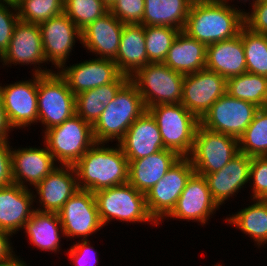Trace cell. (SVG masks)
<instances>
[{
	"label": "cell",
	"mask_w": 267,
	"mask_h": 266,
	"mask_svg": "<svg viewBox=\"0 0 267 266\" xmlns=\"http://www.w3.org/2000/svg\"><path fill=\"white\" fill-rule=\"evenodd\" d=\"M244 10V11H243ZM245 9L220 1H194L183 32L206 46L239 35L245 25Z\"/></svg>",
	"instance_id": "obj_1"
},
{
	"label": "cell",
	"mask_w": 267,
	"mask_h": 266,
	"mask_svg": "<svg viewBox=\"0 0 267 266\" xmlns=\"http://www.w3.org/2000/svg\"><path fill=\"white\" fill-rule=\"evenodd\" d=\"M106 144L96 142L73 165L79 189L95 193L128 183L127 157L117 143L113 144V147Z\"/></svg>",
	"instance_id": "obj_2"
},
{
	"label": "cell",
	"mask_w": 267,
	"mask_h": 266,
	"mask_svg": "<svg viewBox=\"0 0 267 266\" xmlns=\"http://www.w3.org/2000/svg\"><path fill=\"white\" fill-rule=\"evenodd\" d=\"M147 111L137 87L129 80L105 106L93 127L97 143H118L130 125Z\"/></svg>",
	"instance_id": "obj_3"
},
{
	"label": "cell",
	"mask_w": 267,
	"mask_h": 266,
	"mask_svg": "<svg viewBox=\"0 0 267 266\" xmlns=\"http://www.w3.org/2000/svg\"><path fill=\"white\" fill-rule=\"evenodd\" d=\"M94 195L99 218L104 227L112 224V221L127 222V225L147 222L158 227L147 210L145 193L138 191L131 184L99 190Z\"/></svg>",
	"instance_id": "obj_4"
},
{
	"label": "cell",
	"mask_w": 267,
	"mask_h": 266,
	"mask_svg": "<svg viewBox=\"0 0 267 266\" xmlns=\"http://www.w3.org/2000/svg\"><path fill=\"white\" fill-rule=\"evenodd\" d=\"M41 133L59 165L73 166L96 143L92 125L77 114Z\"/></svg>",
	"instance_id": "obj_5"
},
{
	"label": "cell",
	"mask_w": 267,
	"mask_h": 266,
	"mask_svg": "<svg viewBox=\"0 0 267 266\" xmlns=\"http://www.w3.org/2000/svg\"><path fill=\"white\" fill-rule=\"evenodd\" d=\"M147 111L159 127L164 148L175 151L180 157H188L200 120L181 103L154 105Z\"/></svg>",
	"instance_id": "obj_6"
},
{
	"label": "cell",
	"mask_w": 267,
	"mask_h": 266,
	"mask_svg": "<svg viewBox=\"0 0 267 266\" xmlns=\"http://www.w3.org/2000/svg\"><path fill=\"white\" fill-rule=\"evenodd\" d=\"M130 81L137 87L146 109L154 105L181 103L184 74L163 62L148 63L137 70Z\"/></svg>",
	"instance_id": "obj_7"
},
{
	"label": "cell",
	"mask_w": 267,
	"mask_h": 266,
	"mask_svg": "<svg viewBox=\"0 0 267 266\" xmlns=\"http://www.w3.org/2000/svg\"><path fill=\"white\" fill-rule=\"evenodd\" d=\"M37 98L38 123L43 132L76 114L75 95L58 71L38 74Z\"/></svg>",
	"instance_id": "obj_8"
},
{
	"label": "cell",
	"mask_w": 267,
	"mask_h": 266,
	"mask_svg": "<svg viewBox=\"0 0 267 266\" xmlns=\"http://www.w3.org/2000/svg\"><path fill=\"white\" fill-rule=\"evenodd\" d=\"M239 153L238 139L198 125L190 159L195 173L210 174L222 169Z\"/></svg>",
	"instance_id": "obj_9"
},
{
	"label": "cell",
	"mask_w": 267,
	"mask_h": 266,
	"mask_svg": "<svg viewBox=\"0 0 267 266\" xmlns=\"http://www.w3.org/2000/svg\"><path fill=\"white\" fill-rule=\"evenodd\" d=\"M195 173L188 157H181L146 194L149 215L160 225L175 208L187 181Z\"/></svg>",
	"instance_id": "obj_10"
},
{
	"label": "cell",
	"mask_w": 267,
	"mask_h": 266,
	"mask_svg": "<svg viewBox=\"0 0 267 266\" xmlns=\"http://www.w3.org/2000/svg\"><path fill=\"white\" fill-rule=\"evenodd\" d=\"M0 62L2 68L12 67V64L30 65V68L34 67L31 74L43 75L56 71L52 69L53 66L47 69L39 25L21 20L16 23L8 49L0 57Z\"/></svg>",
	"instance_id": "obj_11"
},
{
	"label": "cell",
	"mask_w": 267,
	"mask_h": 266,
	"mask_svg": "<svg viewBox=\"0 0 267 266\" xmlns=\"http://www.w3.org/2000/svg\"><path fill=\"white\" fill-rule=\"evenodd\" d=\"M258 109L255 104L233 98L226 93L200 119V125L210 131L239 139Z\"/></svg>",
	"instance_id": "obj_12"
},
{
	"label": "cell",
	"mask_w": 267,
	"mask_h": 266,
	"mask_svg": "<svg viewBox=\"0 0 267 266\" xmlns=\"http://www.w3.org/2000/svg\"><path fill=\"white\" fill-rule=\"evenodd\" d=\"M31 77L6 85L0 83L2 104L13 130L38 125V74Z\"/></svg>",
	"instance_id": "obj_13"
},
{
	"label": "cell",
	"mask_w": 267,
	"mask_h": 266,
	"mask_svg": "<svg viewBox=\"0 0 267 266\" xmlns=\"http://www.w3.org/2000/svg\"><path fill=\"white\" fill-rule=\"evenodd\" d=\"M65 238L88 240L103 225L100 221L94 193L79 189L58 212Z\"/></svg>",
	"instance_id": "obj_14"
},
{
	"label": "cell",
	"mask_w": 267,
	"mask_h": 266,
	"mask_svg": "<svg viewBox=\"0 0 267 266\" xmlns=\"http://www.w3.org/2000/svg\"><path fill=\"white\" fill-rule=\"evenodd\" d=\"M43 53L46 62L52 63L58 71L70 59L76 42L81 44V30L62 13L39 24ZM79 41V42H78Z\"/></svg>",
	"instance_id": "obj_15"
},
{
	"label": "cell",
	"mask_w": 267,
	"mask_h": 266,
	"mask_svg": "<svg viewBox=\"0 0 267 266\" xmlns=\"http://www.w3.org/2000/svg\"><path fill=\"white\" fill-rule=\"evenodd\" d=\"M217 210H220V207L212 198L206 178L194 173L187 181L175 208L164 221L173 218V221L179 219V221L197 222L203 227L210 222L209 219L214 217Z\"/></svg>",
	"instance_id": "obj_16"
},
{
	"label": "cell",
	"mask_w": 267,
	"mask_h": 266,
	"mask_svg": "<svg viewBox=\"0 0 267 266\" xmlns=\"http://www.w3.org/2000/svg\"><path fill=\"white\" fill-rule=\"evenodd\" d=\"M226 87V78L206 68L186 74L181 104L200 120L211 106L226 94Z\"/></svg>",
	"instance_id": "obj_17"
},
{
	"label": "cell",
	"mask_w": 267,
	"mask_h": 266,
	"mask_svg": "<svg viewBox=\"0 0 267 266\" xmlns=\"http://www.w3.org/2000/svg\"><path fill=\"white\" fill-rule=\"evenodd\" d=\"M32 190L37 204L35 210L58 213L79 190L74 166L59 165Z\"/></svg>",
	"instance_id": "obj_18"
},
{
	"label": "cell",
	"mask_w": 267,
	"mask_h": 266,
	"mask_svg": "<svg viewBox=\"0 0 267 266\" xmlns=\"http://www.w3.org/2000/svg\"><path fill=\"white\" fill-rule=\"evenodd\" d=\"M94 58L80 60L79 63L69 64V66L66 63L58 70L75 96L112 83L122 75L113 60Z\"/></svg>",
	"instance_id": "obj_19"
},
{
	"label": "cell",
	"mask_w": 267,
	"mask_h": 266,
	"mask_svg": "<svg viewBox=\"0 0 267 266\" xmlns=\"http://www.w3.org/2000/svg\"><path fill=\"white\" fill-rule=\"evenodd\" d=\"M41 146H11L12 180L25 188L35 187L49 173L59 166L43 143ZM16 148V149H15ZM29 186V187H28Z\"/></svg>",
	"instance_id": "obj_20"
},
{
	"label": "cell",
	"mask_w": 267,
	"mask_h": 266,
	"mask_svg": "<svg viewBox=\"0 0 267 266\" xmlns=\"http://www.w3.org/2000/svg\"><path fill=\"white\" fill-rule=\"evenodd\" d=\"M251 158L239 152L219 171L199 174L206 178L212 198L219 207L246 188L249 183Z\"/></svg>",
	"instance_id": "obj_21"
},
{
	"label": "cell",
	"mask_w": 267,
	"mask_h": 266,
	"mask_svg": "<svg viewBox=\"0 0 267 266\" xmlns=\"http://www.w3.org/2000/svg\"><path fill=\"white\" fill-rule=\"evenodd\" d=\"M123 27L124 23L109 11L81 31L82 47L86 49V52L95 55L94 57L114 61Z\"/></svg>",
	"instance_id": "obj_22"
},
{
	"label": "cell",
	"mask_w": 267,
	"mask_h": 266,
	"mask_svg": "<svg viewBox=\"0 0 267 266\" xmlns=\"http://www.w3.org/2000/svg\"><path fill=\"white\" fill-rule=\"evenodd\" d=\"M34 205L32 188L14 183L0 188V230L12 236L22 231L35 211Z\"/></svg>",
	"instance_id": "obj_23"
},
{
	"label": "cell",
	"mask_w": 267,
	"mask_h": 266,
	"mask_svg": "<svg viewBox=\"0 0 267 266\" xmlns=\"http://www.w3.org/2000/svg\"><path fill=\"white\" fill-rule=\"evenodd\" d=\"M117 144L128 160L147 157L165 149L159 127L148 111H145L130 125Z\"/></svg>",
	"instance_id": "obj_24"
},
{
	"label": "cell",
	"mask_w": 267,
	"mask_h": 266,
	"mask_svg": "<svg viewBox=\"0 0 267 266\" xmlns=\"http://www.w3.org/2000/svg\"><path fill=\"white\" fill-rule=\"evenodd\" d=\"M180 158L175 151L163 149L147 157L128 160V183L146 194Z\"/></svg>",
	"instance_id": "obj_25"
},
{
	"label": "cell",
	"mask_w": 267,
	"mask_h": 266,
	"mask_svg": "<svg viewBox=\"0 0 267 266\" xmlns=\"http://www.w3.org/2000/svg\"><path fill=\"white\" fill-rule=\"evenodd\" d=\"M205 68L228 79L247 72L241 35L206 47Z\"/></svg>",
	"instance_id": "obj_26"
},
{
	"label": "cell",
	"mask_w": 267,
	"mask_h": 266,
	"mask_svg": "<svg viewBox=\"0 0 267 266\" xmlns=\"http://www.w3.org/2000/svg\"><path fill=\"white\" fill-rule=\"evenodd\" d=\"M23 232L30 245L40 249V252H52L56 255L61 253V238L65 239V236L58 213L35 210L25 224Z\"/></svg>",
	"instance_id": "obj_27"
},
{
	"label": "cell",
	"mask_w": 267,
	"mask_h": 266,
	"mask_svg": "<svg viewBox=\"0 0 267 266\" xmlns=\"http://www.w3.org/2000/svg\"><path fill=\"white\" fill-rule=\"evenodd\" d=\"M114 62L119 71L129 77L148 64L144 25L124 24Z\"/></svg>",
	"instance_id": "obj_28"
},
{
	"label": "cell",
	"mask_w": 267,
	"mask_h": 266,
	"mask_svg": "<svg viewBox=\"0 0 267 266\" xmlns=\"http://www.w3.org/2000/svg\"><path fill=\"white\" fill-rule=\"evenodd\" d=\"M206 45L180 31L169 48L164 64L184 75L205 69Z\"/></svg>",
	"instance_id": "obj_29"
},
{
	"label": "cell",
	"mask_w": 267,
	"mask_h": 266,
	"mask_svg": "<svg viewBox=\"0 0 267 266\" xmlns=\"http://www.w3.org/2000/svg\"><path fill=\"white\" fill-rule=\"evenodd\" d=\"M250 203L231 215L229 213L224 221L248 235L260 249L267 244V200L251 199Z\"/></svg>",
	"instance_id": "obj_30"
},
{
	"label": "cell",
	"mask_w": 267,
	"mask_h": 266,
	"mask_svg": "<svg viewBox=\"0 0 267 266\" xmlns=\"http://www.w3.org/2000/svg\"><path fill=\"white\" fill-rule=\"evenodd\" d=\"M129 80V76L122 74L112 83L79 93L75 96L76 114L93 126L105 110V106Z\"/></svg>",
	"instance_id": "obj_31"
},
{
	"label": "cell",
	"mask_w": 267,
	"mask_h": 266,
	"mask_svg": "<svg viewBox=\"0 0 267 266\" xmlns=\"http://www.w3.org/2000/svg\"><path fill=\"white\" fill-rule=\"evenodd\" d=\"M192 0H144L141 24L170 26L183 31Z\"/></svg>",
	"instance_id": "obj_32"
},
{
	"label": "cell",
	"mask_w": 267,
	"mask_h": 266,
	"mask_svg": "<svg viewBox=\"0 0 267 266\" xmlns=\"http://www.w3.org/2000/svg\"><path fill=\"white\" fill-rule=\"evenodd\" d=\"M226 93L233 98L265 108L267 107V77L248 72L233 76L227 79Z\"/></svg>",
	"instance_id": "obj_33"
},
{
	"label": "cell",
	"mask_w": 267,
	"mask_h": 266,
	"mask_svg": "<svg viewBox=\"0 0 267 266\" xmlns=\"http://www.w3.org/2000/svg\"><path fill=\"white\" fill-rule=\"evenodd\" d=\"M239 152L250 157L267 156V107L259 108L238 139Z\"/></svg>",
	"instance_id": "obj_34"
},
{
	"label": "cell",
	"mask_w": 267,
	"mask_h": 266,
	"mask_svg": "<svg viewBox=\"0 0 267 266\" xmlns=\"http://www.w3.org/2000/svg\"><path fill=\"white\" fill-rule=\"evenodd\" d=\"M239 34L242 37L247 72L267 77V38L265 34L253 32L245 25Z\"/></svg>",
	"instance_id": "obj_35"
},
{
	"label": "cell",
	"mask_w": 267,
	"mask_h": 266,
	"mask_svg": "<svg viewBox=\"0 0 267 266\" xmlns=\"http://www.w3.org/2000/svg\"><path fill=\"white\" fill-rule=\"evenodd\" d=\"M180 31L170 26H144L148 63L164 62Z\"/></svg>",
	"instance_id": "obj_36"
},
{
	"label": "cell",
	"mask_w": 267,
	"mask_h": 266,
	"mask_svg": "<svg viewBox=\"0 0 267 266\" xmlns=\"http://www.w3.org/2000/svg\"><path fill=\"white\" fill-rule=\"evenodd\" d=\"M16 8L19 20L39 25L64 13V0H21Z\"/></svg>",
	"instance_id": "obj_37"
},
{
	"label": "cell",
	"mask_w": 267,
	"mask_h": 266,
	"mask_svg": "<svg viewBox=\"0 0 267 266\" xmlns=\"http://www.w3.org/2000/svg\"><path fill=\"white\" fill-rule=\"evenodd\" d=\"M107 12L109 8L102 0H64V13L81 31Z\"/></svg>",
	"instance_id": "obj_38"
},
{
	"label": "cell",
	"mask_w": 267,
	"mask_h": 266,
	"mask_svg": "<svg viewBox=\"0 0 267 266\" xmlns=\"http://www.w3.org/2000/svg\"><path fill=\"white\" fill-rule=\"evenodd\" d=\"M249 184L250 200H267V156L251 158Z\"/></svg>",
	"instance_id": "obj_39"
},
{
	"label": "cell",
	"mask_w": 267,
	"mask_h": 266,
	"mask_svg": "<svg viewBox=\"0 0 267 266\" xmlns=\"http://www.w3.org/2000/svg\"><path fill=\"white\" fill-rule=\"evenodd\" d=\"M144 0H116L109 11L124 24H141Z\"/></svg>",
	"instance_id": "obj_40"
},
{
	"label": "cell",
	"mask_w": 267,
	"mask_h": 266,
	"mask_svg": "<svg viewBox=\"0 0 267 266\" xmlns=\"http://www.w3.org/2000/svg\"><path fill=\"white\" fill-rule=\"evenodd\" d=\"M18 20L16 5L0 1V57L8 49Z\"/></svg>",
	"instance_id": "obj_41"
},
{
	"label": "cell",
	"mask_w": 267,
	"mask_h": 266,
	"mask_svg": "<svg viewBox=\"0 0 267 266\" xmlns=\"http://www.w3.org/2000/svg\"><path fill=\"white\" fill-rule=\"evenodd\" d=\"M90 240H77L70 248L64 251L72 262L73 266H96L99 261V253L92 246ZM98 254V255H97Z\"/></svg>",
	"instance_id": "obj_42"
},
{
	"label": "cell",
	"mask_w": 267,
	"mask_h": 266,
	"mask_svg": "<svg viewBox=\"0 0 267 266\" xmlns=\"http://www.w3.org/2000/svg\"><path fill=\"white\" fill-rule=\"evenodd\" d=\"M244 13L245 26L251 31L267 33V0H258ZM251 10V11H250Z\"/></svg>",
	"instance_id": "obj_43"
},
{
	"label": "cell",
	"mask_w": 267,
	"mask_h": 266,
	"mask_svg": "<svg viewBox=\"0 0 267 266\" xmlns=\"http://www.w3.org/2000/svg\"><path fill=\"white\" fill-rule=\"evenodd\" d=\"M13 184L11 164V144L0 140V188Z\"/></svg>",
	"instance_id": "obj_44"
},
{
	"label": "cell",
	"mask_w": 267,
	"mask_h": 266,
	"mask_svg": "<svg viewBox=\"0 0 267 266\" xmlns=\"http://www.w3.org/2000/svg\"><path fill=\"white\" fill-rule=\"evenodd\" d=\"M11 238L13 236L10 233L0 230V262L7 260L16 253Z\"/></svg>",
	"instance_id": "obj_45"
},
{
	"label": "cell",
	"mask_w": 267,
	"mask_h": 266,
	"mask_svg": "<svg viewBox=\"0 0 267 266\" xmlns=\"http://www.w3.org/2000/svg\"><path fill=\"white\" fill-rule=\"evenodd\" d=\"M14 131L10 126L0 96V140H10L9 134Z\"/></svg>",
	"instance_id": "obj_46"
},
{
	"label": "cell",
	"mask_w": 267,
	"mask_h": 266,
	"mask_svg": "<svg viewBox=\"0 0 267 266\" xmlns=\"http://www.w3.org/2000/svg\"><path fill=\"white\" fill-rule=\"evenodd\" d=\"M15 253L9 257L7 260L1 261L0 266H30L29 263L27 265L26 261L23 258H19Z\"/></svg>",
	"instance_id": "obj_47"
},
{
	"label": "cell",
	"mask_w": 267,
	"mask_h": 266,
	"mask_svg": "<svg viewBox=\"0 0 267 266\" xmlns=\"http://www.w3.org/2000/svg\"><path fill=\"white\" fill-rule=\"evenodd\" d=\"M223 1H224L225 3H227V4H229L230 6H233V7L236 6V8H237V6H238V5H236V4H235V5L232 4V2L235 3V2H234L235 0H223ZM257 1H258V0H239V1L237 0L238 3L241 2V3L245 4V6H246V3L249 2V3H247L248 5L251 4L249 7H251V6H252L254 3H256Z\"/></svg>",
	"instance_id": "obj_48"
},
{
	"label": "cell",
	"mask_w": 267,
	"mask_h": 266,
	"mask_svg": "<svg viewBox=\"0 0 267 266\" xmlns=\"http://www.w3.org/2000/svg\"><path fill=\"white\" fill-rule=\"evenodd\" d=\"M110 8L116 0H102Z\"/></svg>",
	"instance_id": "obj_49"
},
{
	"label": "cell",
	"mask_w": 267,
	"mask_h": 266,
	"mask_svg": "<svg viewBox=\"0 0 267 266\" xmlns=\"http://www.w3.org/2000/svg\"><path fill=\"white\" fill-rule=\"evenodd\" d=\"M0 1H4V2H7V3H10V4H18L21 0H0Z\"/></svg>",
	"instance_id": "obj_50"
},
{
	"label": "cell",
	"mask_w": 267,
	"mask_h": 266,
	"mask_svg": "<svg viewBox=\"0 0 267 266\" xmlns=\"http://www.w3.org/2000/svg\"><path fill=\"white\" fill-rule=\"evenodd\" d=\"M213 266H223V264H221V263H216V264H214Z\"/></svg>",
	"instance_id": "obj_51"
}]
</instances>
